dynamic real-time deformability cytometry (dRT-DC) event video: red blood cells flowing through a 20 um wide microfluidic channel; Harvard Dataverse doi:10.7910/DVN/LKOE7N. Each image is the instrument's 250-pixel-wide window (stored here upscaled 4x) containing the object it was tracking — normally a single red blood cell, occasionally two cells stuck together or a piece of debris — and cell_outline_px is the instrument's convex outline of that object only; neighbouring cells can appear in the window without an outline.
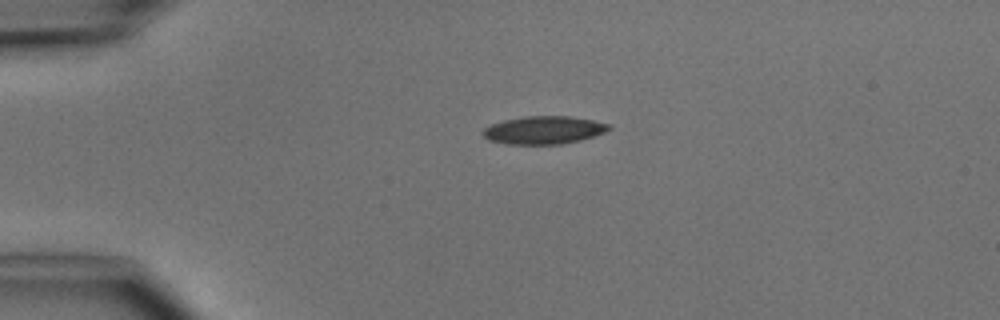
{"species": "common noctule bat (a hibernating species)", "species_latin": "Nyctalus noctula", "temperature_condition": "cold", "stored_images_in_passage": 2, "camera_frame_rate_fps": 3000, "um_per_image_px": 0.085, "animal": {"sex": "male", "body_mass_g": 15.6}, "frame": {"image": 1, "passage_image": 1, "time_ms": 0.0, "image_size_px": [1000, 320], "cell_outline_px": [[612, 128], [604, 132], [580, 140], [560, 144], [504, 144], [488, 140], [480, 132], [484, 128], [492, 124], [504, 120], [524, 116], [568, 116], [592, 120], [612, 124]], "centroid_in_image_um": [46.2, 11.05], "position_along_channel_um": 38.8, "area_um2": 20.52}}